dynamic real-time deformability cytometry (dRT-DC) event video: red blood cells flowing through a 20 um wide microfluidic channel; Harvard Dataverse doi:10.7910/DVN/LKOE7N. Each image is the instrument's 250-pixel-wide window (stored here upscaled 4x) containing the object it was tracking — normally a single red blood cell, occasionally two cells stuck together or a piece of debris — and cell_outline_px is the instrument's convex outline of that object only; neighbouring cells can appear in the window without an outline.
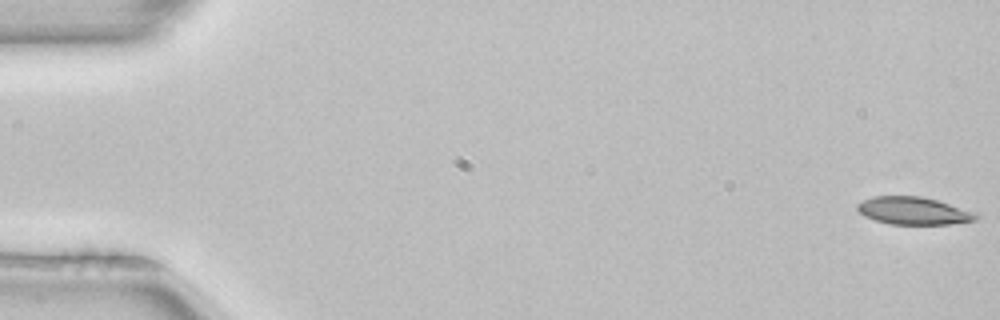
{"species": "common noctule bat (a hibernating species)", "species_latin": "Nyctalus noctula", "temperature_condition": "room temperature", "stored_images_in_passage": 52, "camera_frame_rate_fps": 3000, "um_per_image_px": 0.085, "animal": {"sex": "female", "body_mass_g": 22.7, "forearm_length_mm": 54.2}, "frame": {"image": 1, "passage_image": 1, "time_ms": 0.0, "image_size_px": [1000, 320], "cell_outline_px": [[980, 216], [976, 220], [952, 224], [888, 224], [864, 216], [856, 208], [856, 204], [872, 196], [920, 196], [936, 200], [980, 212]], "centroid_in_image_um": [77.71, 17.92], "position_along_channel_um": 7.3, "area_um2": 19.31}}
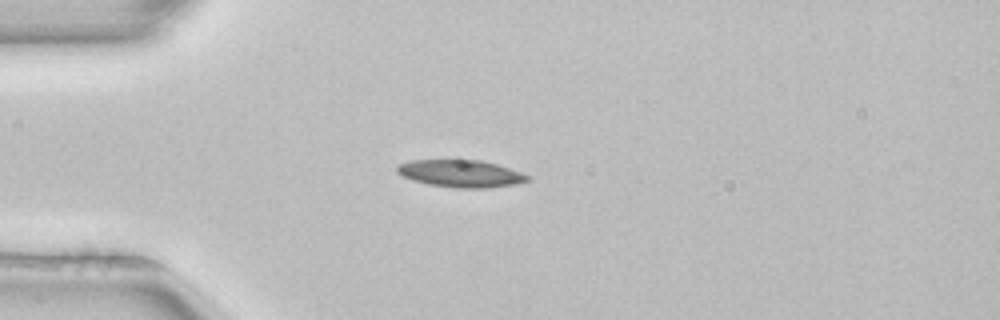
{"frame": {"image": 2, "passage_image": 14, "time_ms": 4.333, "image_size_px": [1000, 320], "cell_outline_px": [[528, 180], [516, 184], [488, 188], [456, 188], [428, 184], [412, 180], [396, 172], [396, 168], [400, 164], [412, 160], [480, 160], [496, 164], [520, 172], [528, 176]], "centroid_in_image_um": [39.14, 14.76], "position_along_channel_um": 45.9, "area_um2": 20.52}}
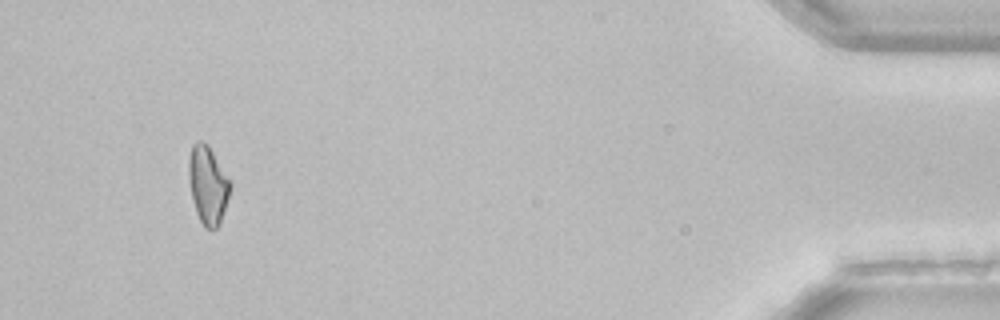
{"frame": {"image": 3, "passage_image": 49, "time_ms": 16.0, "image_size_px": [1000, 320], "cell_outline_px": [[232, 184], [220, 224], [212, 232], [204, 228], [196, 212], [192, 200], [188, 180], [188, 160], [192, 144], [196, 140], [204, 140], [208, 144]], "centroid_in_image_um": [17.64, 15.72], "position_along_channel_um": 417.6, "area_um2": 19.19}}